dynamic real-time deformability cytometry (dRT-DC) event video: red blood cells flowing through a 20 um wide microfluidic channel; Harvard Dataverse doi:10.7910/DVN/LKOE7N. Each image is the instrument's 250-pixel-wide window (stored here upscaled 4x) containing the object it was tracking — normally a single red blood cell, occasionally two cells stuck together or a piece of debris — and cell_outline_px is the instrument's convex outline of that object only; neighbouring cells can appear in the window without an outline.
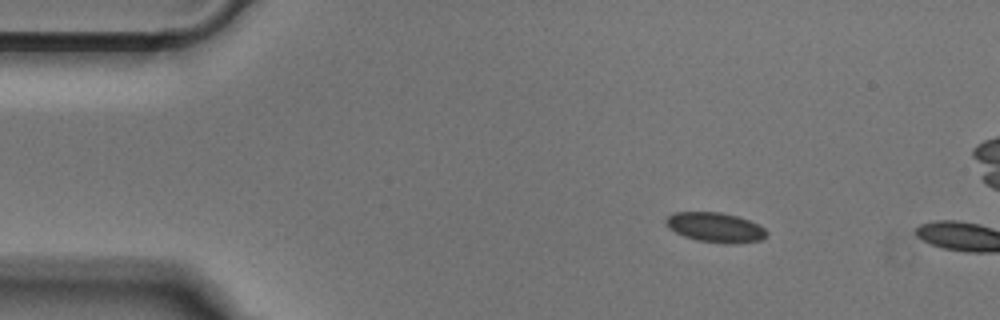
{"species": "Egyptian fruit bat (a non-hibernating species)", "species_latin": "Rousettus aegyptiacus", "temperature_condition": "cold", "stored_images_in_passage": 3, "camera_frame_rate_fps": 3000, "um_per_image_px": 0.085, "animal": {"sex": "male"}, "frame": {"image": 1, "passage_image": 1, "time_ms": 0.0, "image_size_px": [1000, 320], "cell_outline_px": [[768, 232], [760, 240], [732, 244], [696, 240], [684, 236], [668, 228], [664, 224], [664, 220], [672, 212], [720, 212], [736, 216], [748, 220], [764, 228]], "centroid_in_image_um": [60.74, 19.32], "position_along_channel_um": 24.3, "area_um2": 17.34}}